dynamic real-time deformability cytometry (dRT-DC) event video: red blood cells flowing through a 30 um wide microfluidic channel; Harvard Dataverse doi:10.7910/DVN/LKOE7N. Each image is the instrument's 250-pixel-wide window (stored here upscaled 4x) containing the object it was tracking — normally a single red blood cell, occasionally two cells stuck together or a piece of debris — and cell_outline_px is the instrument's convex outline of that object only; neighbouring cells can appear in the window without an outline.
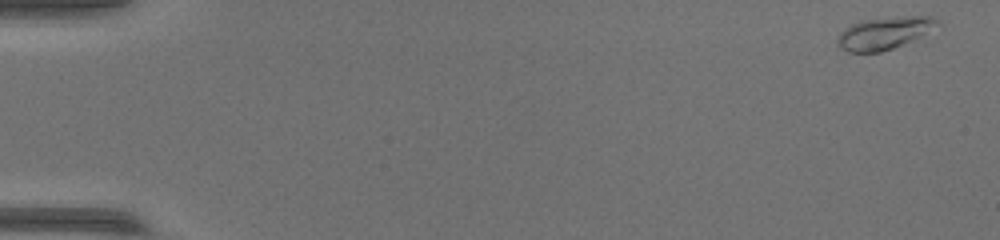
{"species": "common noctule bat (a hibernating species)", "species_latin": "Nyctalus noctula", "temperature_condition": "warm", "stored_images_in_passage": 52, "camera_frame_rate_fps": 3000, "um_per_image_px": 0.085, "animal": {"sex": "female", "body_mass_g": 17.0, "forearm_length_mm": 48.0}, "frame": {"image": 1, "passage_image": 1, "time_ms": 0.0, "image_size_px": [1000, 240], "cell_outline_px": [[944, 24], [904, 44], [880, 52], [848, 52], [840, 48], [836, 44], [836, 40], [840, 32], [844, 28], [860, 20], [908, 16], [932, 16], [940, 20]], "centroid_in_image_um": [75.18, 2.8], "position_along_channel_um": 9.8, "area_um2": 19.02}}
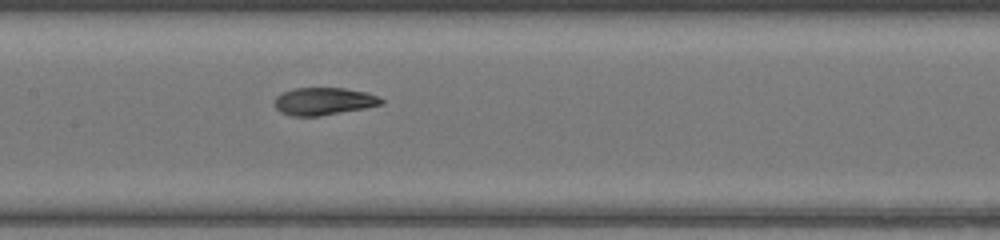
{"frame": {"image": 2, "passage_image": 26, "time_ms": 8.333, "image_size_px": [1000, 240], "cell_outline_px": [[384, 104], [364, 108], [320, 116], [292, 116], [280, 112], [276, 108], [276, 96], [280, 92], [292, 88], [344, 88], [368, 92], [380, 96], [384, 100]], "centroid_in_image_um": [27.54, 8.6], "position_along_channel_um": 179.9, "area_um2": 17.28}}
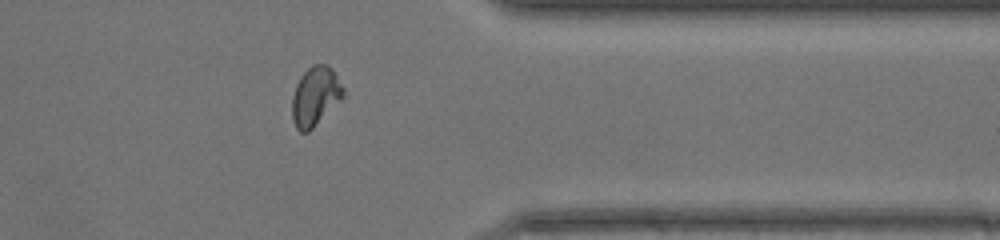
{"frame": {"image": 3, "passage_image": 42, "time_ms": 13.667, "image_size_px": [1000, 240], "cell_outline_px": [[344, 96], [308, 132], [300, 132], [296, 128], [292, 120], [292, 96], [296, 84], [300, 76], [312, 64], [328, 64], [332, 68], [344, 88]], "centroid_in_image_um": [26.78, 8.16], "position_along_channel_um": 384.6, "area_um2": 17.57}}